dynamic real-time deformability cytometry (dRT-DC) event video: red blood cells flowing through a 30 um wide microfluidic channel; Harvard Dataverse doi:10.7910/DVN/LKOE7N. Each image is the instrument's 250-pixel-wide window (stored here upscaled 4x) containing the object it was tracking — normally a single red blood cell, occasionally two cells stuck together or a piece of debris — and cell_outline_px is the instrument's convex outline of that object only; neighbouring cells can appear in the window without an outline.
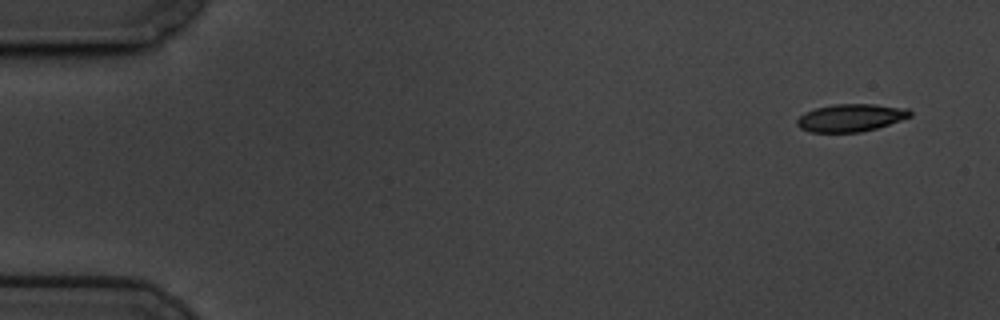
{"species": "common noctule bat (a hibernating species)", "species_latin": "Nyctalus noctula", "temperature_condition": "cold", "stored_images_in_passage": 56, "camera_frame_rate_fps": 3000, "um_per_image_px": 0.085, "animal": {"sex": "male", "body_mass_g": 19.5, "forearm_length_mm": 54.6}, "frame": {"image": 1, "passage_image": 1, "time_ms": 0.0, "image_size_px": [1000, 320], "cell_outline_px": [[912, 116], [876, 128], [860, 132], [808, 132], [800, 128], [796, 124], [796, 120], [804, 112], [816, 108], [832, 104], [872, 104], [908, 108], [912, 112]], "centroid_in_image_um": [72.29, 10.0], "position_along_channel_um": 12.7, "area_um2": 18.21}}
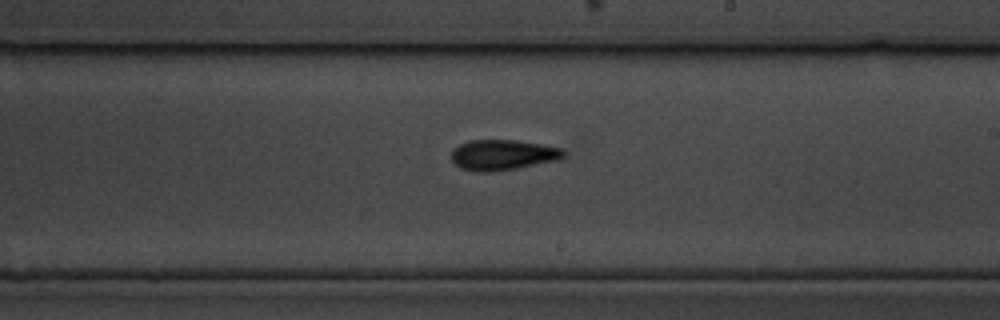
{"frame": {"image": 2, "passage_image": 32, "time_ms": 10.333, "image_size_px": [1000, 320], "cell_outline_px": [[564, 156], [560, 160], [516, 168], [488, 172], [476, 172], [460, 168], [452, 160], [452, 152], [460, 144], [468, 140], [512, 140], [540, 144], [560, 148], [564, 152]], "centroid_in_image_um": [42.73, 13.17], "position_along_channel_um": 246.3, "area_um2": 19.71}}
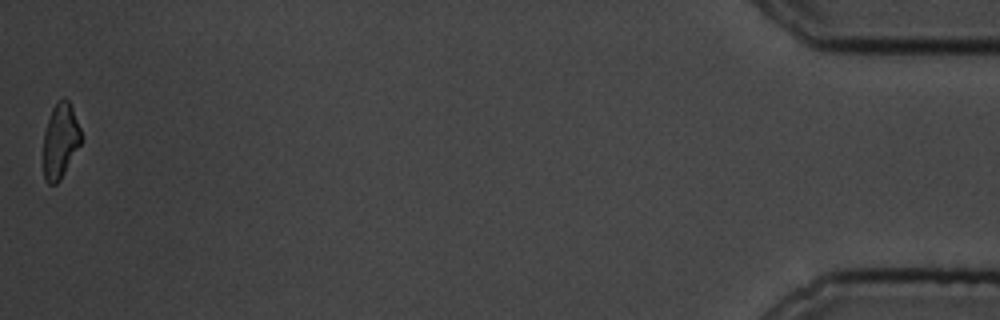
{"frame": {"image": 3, "passage_image": 56, "time_ms": 18.333, "image_size_px": [1000, 320], "cell_outline_px": [[80, 144], [60, 180], [56, 184], [48, 184], [44, 180], [44, 132], [52, 108], [64, 96], [68, 100], [72, 108], [80, 128]], "centroid_in_image_um": [5.11, 11.98], "position_along_channel_um": 430.1, "area_um2": 16.13}, "authors_computed_cell_mechanics": {"area_um2": 18.4382, "velocity_mm_per_s": 3.4449, "shape_relaxation_time_tau1_ms": 3.999, "shape_relaxation_time_tau2_ms": 5.9755, "deformation_change_tau1": 0.1233, "deformation_change_tau2": 0.1637}}